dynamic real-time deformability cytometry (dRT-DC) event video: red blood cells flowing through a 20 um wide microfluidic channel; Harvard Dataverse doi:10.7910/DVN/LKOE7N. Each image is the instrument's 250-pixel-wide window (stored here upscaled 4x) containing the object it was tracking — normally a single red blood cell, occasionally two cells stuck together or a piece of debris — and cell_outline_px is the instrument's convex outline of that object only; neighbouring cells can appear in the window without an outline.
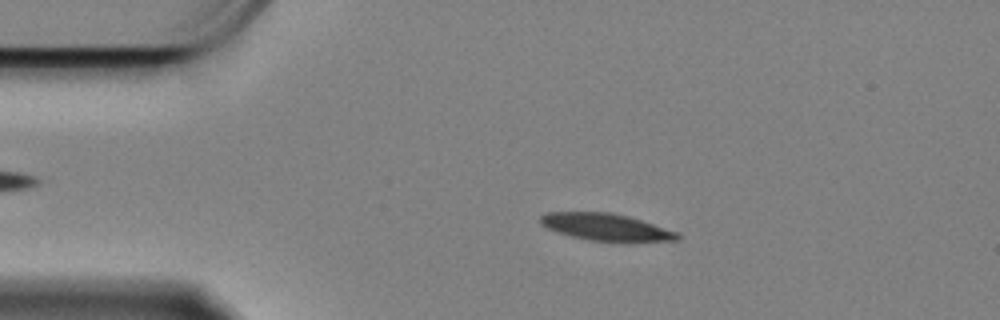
{"species": "Egyptian fruit bat (a non-hibernating species)", "species_latin": "Rousettus aegyptiacus", "temperature_condition": "cold", "stored_images_in_passage": 58, "camera_frame_rate_fps": 3000, "um_per_image_px": 0.085, "animal": {"sex": "female"}, "frame": {"image": 1, "passage_image": 10, "time_ms": 3.0, "image_size_px": [1000, 320], "cell_outline_px": [[680, 240], [628, 244], [620, 244], [588, 240], [556, 232], [540, 224], [540, 216], [548, 212], [612, 212], [628, 216], [676, 232], [680, 236]], "centroid_in_image_um": [51.55, 19.35], "position_along_channel_um": 33.4, "area_um2": 22.31}}
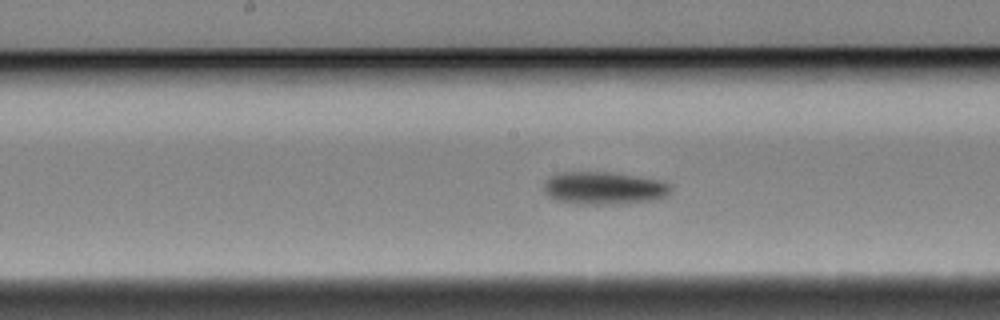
{"frame": {"image": 2, "passage_image": 28, "time_ms": 9.0, "image_size_px": [1000, 320], "cell_outline_px": [[672, 188], [668, 196], [656, 200], [620, 204], [580, 204], [556, 200], [548, 196], [544, 192], [544, 180], [556, 172], [608, 172], [660, 180], [672, 184]], "centroid_in_image_um": [51.34, 15.99], "position_along_channel_um": 196.9, "area_um2": 24.51}}
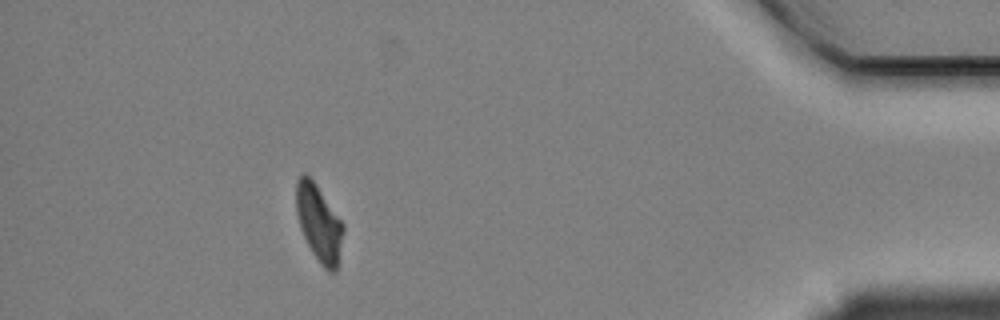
{"frame": {"image": 3, "passage_image": 52, "time_ms": 17.0, "image_size_px": [1000, 320], "cell_outline_px": [[344, 232], [336, 272], [328, 272], [320, 264], [312, 252], [300, 228], [296, 212], [296, 180], [300, 172], [304, 172], [312, 180], [344, 224]], "centroid_in_image_um": [27.1, 18.97], "position_along_channel_um": 408.1, "area_um2": 20.92}, "authors_computed_cell_mechanics": {"area_um2": 22.6576, "velocity_mm_per_s": 3.3209, "shape_relaxation_time_tau1_ms": 3.6048, "shape_relaxation_time_tau2_ms": null, "deformation_change_tau1": 0.1553, "deformation_change_tau2": null}}